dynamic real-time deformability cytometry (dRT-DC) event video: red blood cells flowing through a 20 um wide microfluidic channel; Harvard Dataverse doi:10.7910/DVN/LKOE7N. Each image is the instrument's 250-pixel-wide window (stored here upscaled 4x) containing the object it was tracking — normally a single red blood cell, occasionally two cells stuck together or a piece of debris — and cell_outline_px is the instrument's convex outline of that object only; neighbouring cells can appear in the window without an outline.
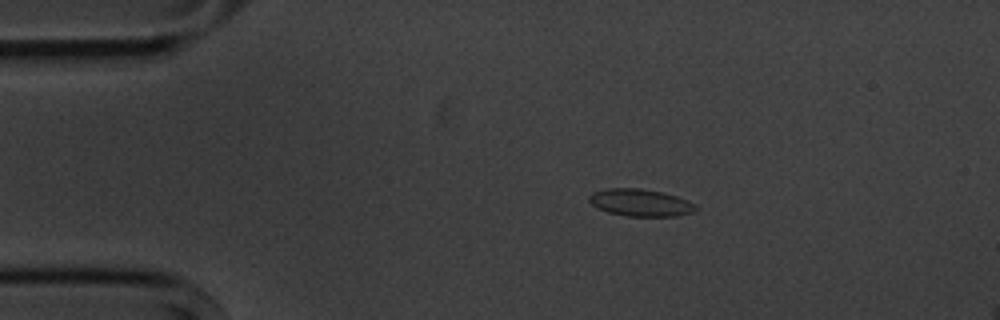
{"species": "common noctule bat (a hibernating species)", "species_latin": "Nyctalus noctula", "temperature_condition": "cold", "stored_images_in_passage": 10, "camera_frame_rate_fps": 3000, "um_per_image_px": 0.085, "animal": {"sex": "male", "body_mass_g": 20.1, "forearm_length_mm": 53.5}, "frame": {"image": 1, "passage_image": 2, "time_ms": 2.0, "image_size_px": [1000, 320], "cell_outline_px": [[696, 208], [692, 212], [676, 216], [624, 216], [608, 212], [596, 208], [588, 200], [588, 196], [592, 192], [608, 188], [640, 188], [664, 192], [688, 200], [696, 204]], "centroid_in_image_um": [54.41, 17.22], "position_along_channel_um": 30.6, "area_um2": 17.05}}
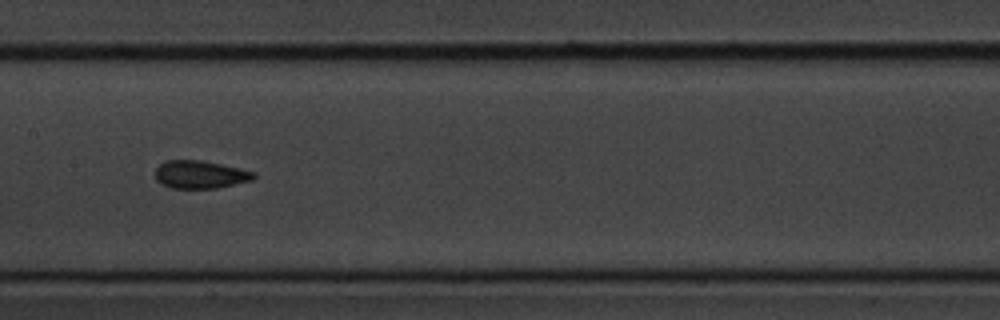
{"frame": {"image": 2, "passage_image": 7, "time_ms": 7.667, "image_size_px": [1000, 320], "cell_outline_px": [[256, 176], [252, 180], [216, 188], [172, 188], [160, 184], [156, 180], [156, 168], [164, 160], [200, 160], [220, 164], [256, 172]], "centroid_in_image_um": [16.99, 14.83], "position_along_channel_um": 190.4, "area_um2": 15.95}}
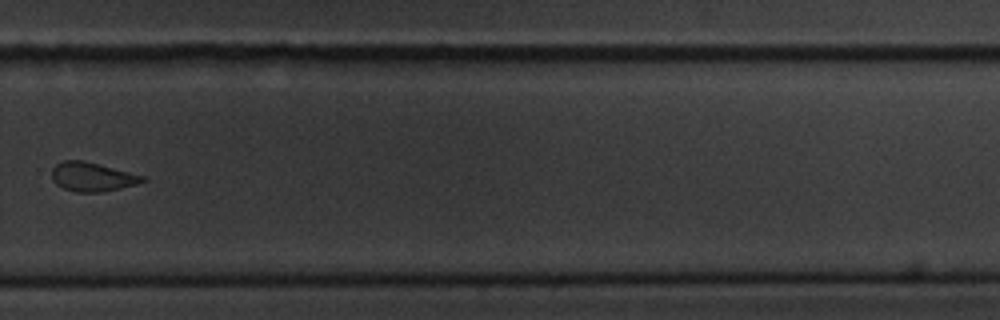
{"frame": {"image": 3, "passage_image": 10, "time_ms": 11.333, "image_size_px": [1000, 320], "cell_outline_px": [[148, 180], [136, 184], [104, 192], [76, 192], [64, 188], [56, 184], [52, 180], [52, 168], [56, 164], [64, 160], [84, 160], [144, 176]], "centroid_in_image_um": [7.82, 15.03], "position_along_channel_um": 322.0, "area_um2": 15.32}}